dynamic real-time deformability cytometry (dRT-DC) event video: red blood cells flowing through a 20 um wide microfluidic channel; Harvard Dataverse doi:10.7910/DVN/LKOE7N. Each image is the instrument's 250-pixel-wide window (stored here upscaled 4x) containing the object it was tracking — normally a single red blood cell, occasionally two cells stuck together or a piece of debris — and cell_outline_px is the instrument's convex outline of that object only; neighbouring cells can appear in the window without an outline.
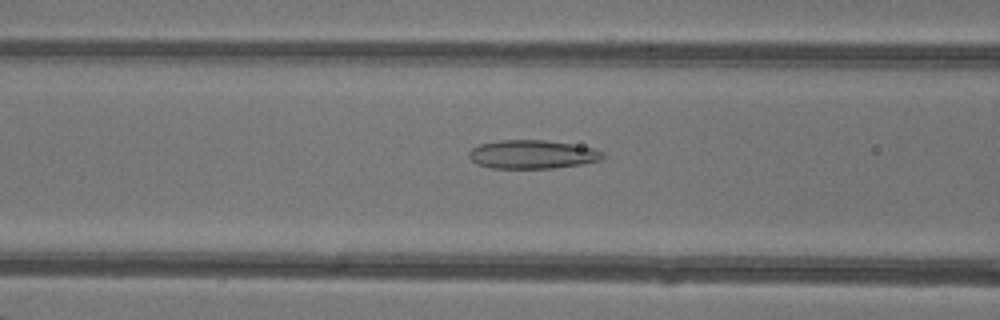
{"species": "common noctule bat (a hibernating species)", "species_latin": "Nyctalus noctula", "temperature_condition": "warm", "stored_images_in_passage": 48, "camera_frame_rate_fps": 3000, "um_per_image_px": 0.085, "animal": {"sex": "female"}, "frame": {"image": 1, "passage_image": 20, "time_ms": 6.333, "image_size_px": [1000, 320], "cell_outline_px": [[604, 156], [600, 160], [580, 164], [552, 168], [488, 168], [476, 164], [468, 156], [468, 152], [472, 148], [480, 144], [500, 140], [544, 140], [572, 144], [596, 148], [604, 152]], "centroid_in_image_um": [45.23, 13.12], "position_along_channel_um": 121.4, "area_um2": 22.37}}
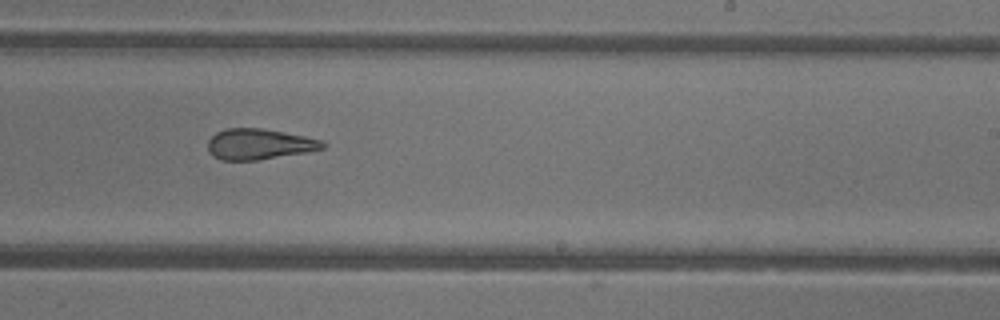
{"frame": {"image": 2, "passage_image": 30, "time_ms": 9.667, "image_size_px": [1000, 320], "cell_outline_px": [[328, 144], [324, 148], [308, 152], [256, 160], [220, 160], [212, 156], [208, 152], [208, 140], [216, 132], [228, 128], [264, 128], [304, 136], [320, 140]], "centroid_in_image_um": [22.01, 12.25], "position_along_channel_um": 267.0, "area_um2": 20.63}}
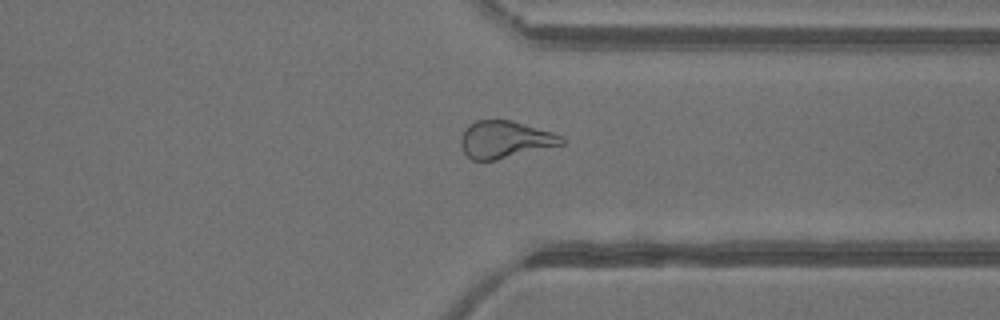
{"frame": {"image": 3, "passage_image": 37, "time_ms": 12.0, "image_size_px": [1000, 320], "cell_outline_px": [[564, 144], [496, 160], [472, 160], [464, 152], [460, 144], [460, 140], [464, 128], [468, 124], [476, 120], [512, 120], [552, 132], [564, 136]], "centroid_in_image_um": [42.91, 11.85], "position_along_channel_um": 368.5, "area_um2": 21.91}, "authors_computed_cell_mechanics": {"area_um2": 24.5361, "velocity_mm_per_s": 4.3727, "shape_relaxation_time_tau1_ms": null, "shape_relaxation_time_tau2_ms": 2.2077, "deformation_change_tau1": null, "deformation_change_tau2": 0.1165}}